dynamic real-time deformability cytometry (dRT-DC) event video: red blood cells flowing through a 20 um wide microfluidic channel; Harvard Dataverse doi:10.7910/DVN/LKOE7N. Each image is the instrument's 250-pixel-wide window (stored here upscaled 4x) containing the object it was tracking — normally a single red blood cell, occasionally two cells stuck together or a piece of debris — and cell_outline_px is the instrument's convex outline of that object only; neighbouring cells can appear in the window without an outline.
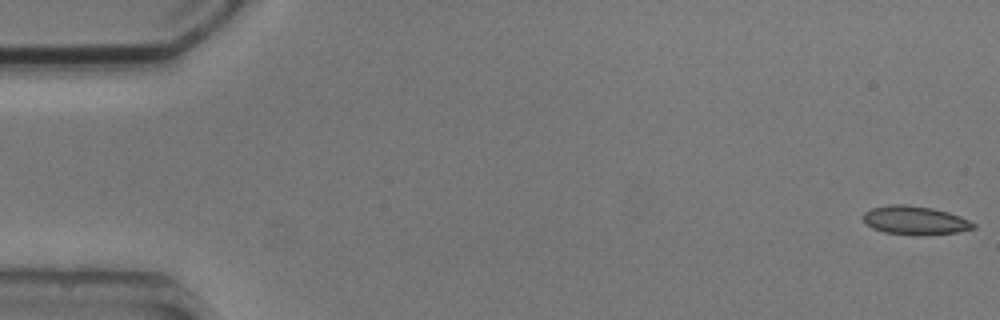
{"species": "common noctule bat (a hibernating species)", "species_latin": "Nyctalus noctula", "temperature_condition": "cold", "stored_images_in_passage": 4, "camera_frame_rate_fps": 3000, "um_per_image_px": 0.085, "animal": {"sex": "male", "body_mass_g": 20.5, "forearm_length_mm": 52.5}, "frame": {"image": 1, "passage_image": 1, "time_ms": 0.0, "image_size_px": [1000, 320], "cell_outline_px": [[976, 228], [956, 232], [884, 232], [872, 228], [864, 220], [864, 212], [872, 208], [888, 204], [904, 204], [932, 208], [948, 212], [960, 216], [976, 224]], "centroid_in_image_um": [77.76, 18.67], "position_along_channel_um": 7.2, "area_um2": 17.34}}
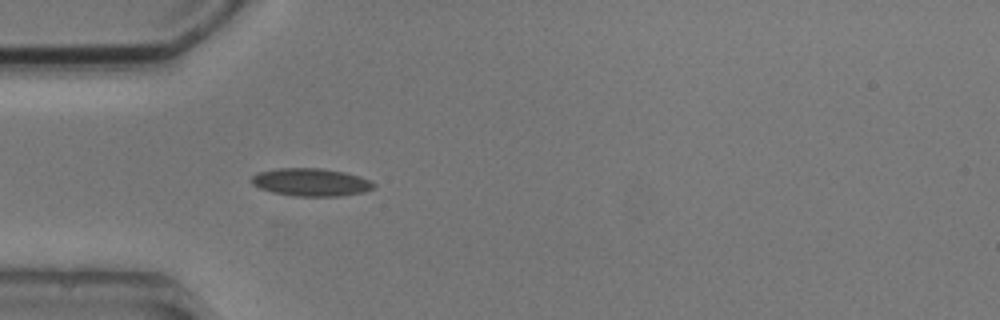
{"frame": {"image": 2, "passage_image": 4, "time_ms": 5.0, "image_size_px": [1000, 320], "cell_outline_px": [[376, 188], [364, 192], [340, 196], [296, 196], [272, 192], [260, 188], [252, 184], [252, 176], [260, 172], [276, 168], [320, 168], [344, 172], [360, 176], [376, 184]], "centroid_in_image_um": [26.46, 15.49], "position_along_channel_um": 58.5, "area_um2": 19.77}}